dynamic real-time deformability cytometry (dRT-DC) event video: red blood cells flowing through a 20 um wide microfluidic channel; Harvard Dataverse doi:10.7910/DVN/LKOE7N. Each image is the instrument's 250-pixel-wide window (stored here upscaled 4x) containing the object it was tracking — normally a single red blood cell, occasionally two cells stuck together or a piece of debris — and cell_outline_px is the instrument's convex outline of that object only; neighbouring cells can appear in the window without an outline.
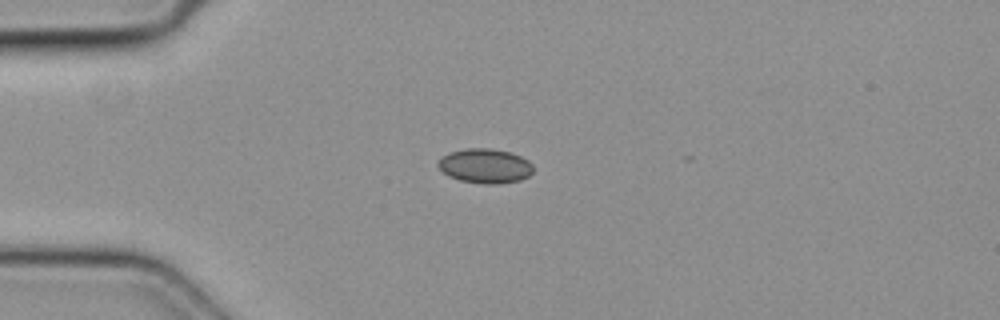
{"species": "common noctule bat (a hibernating species)", "species_latin": "Nyctalus noctula", "temperature_condition": "cold", "stored_images_in_passage": 28, "camera_frame_rate_fps": 3000, "um_per_image_px": 0.085, "animal": {"sex": "female", "body_mass_g": 19.3, "forearm_length_mm": 54.1}, "frame": {"image": 1, "passage_image": 1, "time_ms": 0.0, "image_size_px": [1000, 320], "cell_outline_px": [[532, 172], [528, 176], [520, 180], [496, 184], [484, 184], [460, 180], [448, 176], [436, 164], [444, 156], [452, 152], [468, 148], [488, 148], [512, 152], [528, 160], [532, 164]], "centroid_in_image_um": [41.26, 14.11], "position_along_channel_um": 43.7, "area_um2": 18.96}}
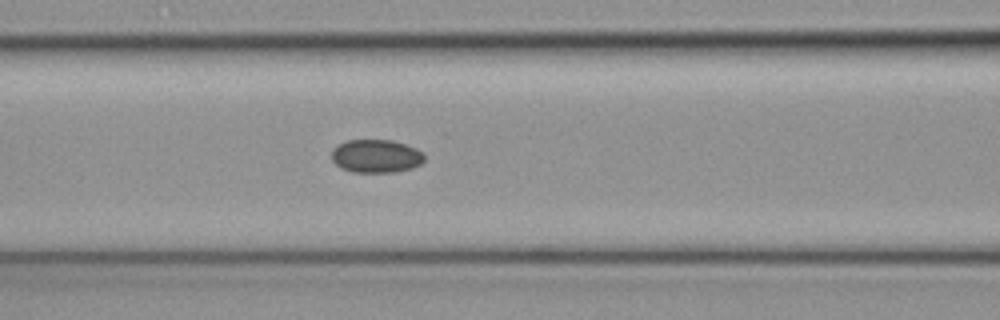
{"frame": {"image": 2, "passage_image": 9, "time_ms": 2.667, "image_size_px": [1000, 320], "cell_outline_px": [[424, 160], [420, 164], [412, 168], [396, 172], [352, 172], [340, 168], [332, 160], [332, 148], [348, 140], [392, 140], [416, 148], [424, 156]], "centroid_in_image_um": [31.95, 13.28], "position_along_channel_um": 134.7, "area_um2": 17.92}}
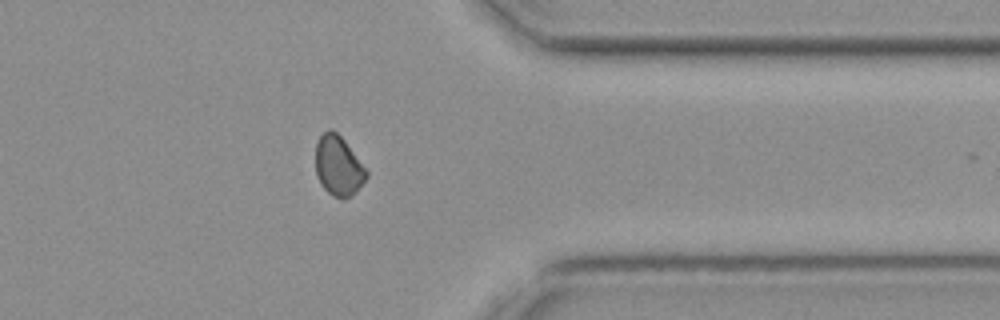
{"frame": {"image": 3, "passage_image": 27, "time_ms": 8.667, "image_size_px": [1000, 320], "cell_outline_px": [[368, 176], [344, 200], [340, 200], [332, 196], [320, 184], [316, 176], [316, 144], [320, 136], [328, 128], [332, 128], [344, 140], [368, 172]], "centroid_in_image_um": [28.71, 14.09], "position_along_channel_um": 382.7, "area_um2": 17.46}}